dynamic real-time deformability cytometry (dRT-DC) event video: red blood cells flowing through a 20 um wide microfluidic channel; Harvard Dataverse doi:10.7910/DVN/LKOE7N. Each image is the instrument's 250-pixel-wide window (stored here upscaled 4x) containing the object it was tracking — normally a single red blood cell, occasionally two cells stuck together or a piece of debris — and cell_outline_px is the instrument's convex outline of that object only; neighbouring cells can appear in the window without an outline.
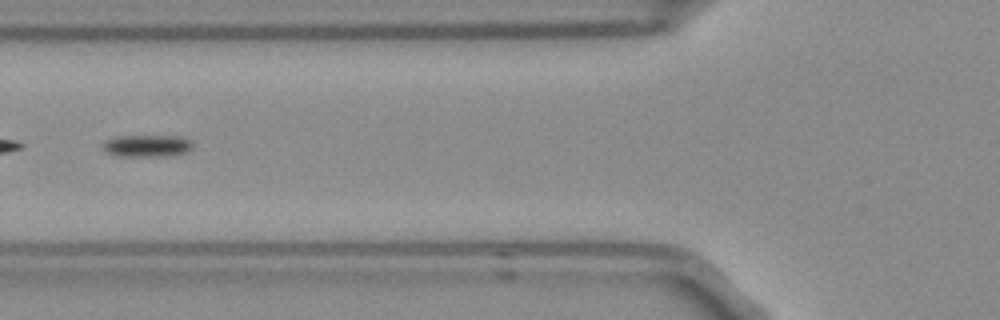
{"species": "Egyptian fruit bat (a non-hibernating species)", "species_latin": "Rousettus aegyptiacus", "temperature_condition": "room temperature", "stored_images_in_passage": 9, "segment_of_instrument_passage": [2, 2], "camera_frame_rate_fps": 3000, "um_per_image_px": 0.085, "frame": {"image": 1, "passage_image": 6, "time_ms": 1.667, "image_size_px": [1000, 320], "cell_outline_px": [[192, 148], [188, 152], [172, 156], [120, 156], [108, 152], [104, 148], [104, 140], [116, 136], [180, 136], [192, 140]], "centroid_in_image_um": [12.57, 12.39], "position_along_channel_um": 113.2, "area_um2": 11.62}}